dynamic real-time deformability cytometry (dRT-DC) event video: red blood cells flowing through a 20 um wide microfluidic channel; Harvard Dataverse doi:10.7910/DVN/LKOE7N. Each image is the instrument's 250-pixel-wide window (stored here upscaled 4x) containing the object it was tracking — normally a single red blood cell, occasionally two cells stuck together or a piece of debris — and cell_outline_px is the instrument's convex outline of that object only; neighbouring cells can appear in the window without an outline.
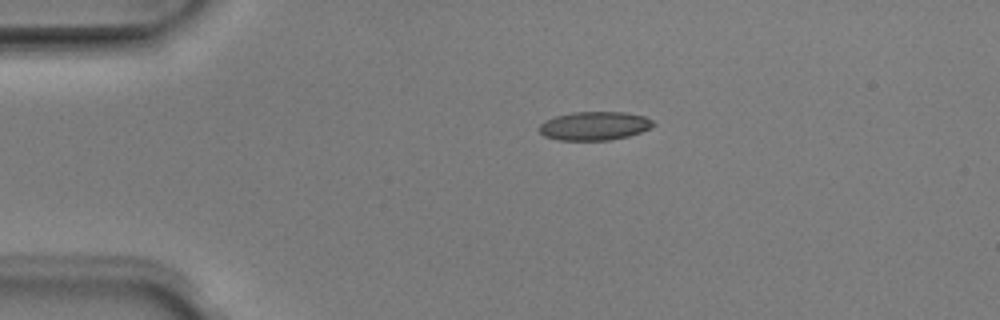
{"species": "Egyptian fruit bat (a non-hibernating species)", "species_latin": "Rousettus aegyptiacus", "temperature_condition": "room temperature", "stored_images_in_passage": 2, "camera_frame_rate_fps": 3000, "um_per_image_px": 0.085, "animal": {"sex": "male"}, "frame": {"image": 1, "passage_image": 1, "time_ms": 0.0, "image_size_px": [1000, 320], "cell_outline_px": [[656, 124], [640, 132], [628, 136], [612, 140], [556, 140], [544, 136], [536, 128], [544, 120], [556, 116], [572, 112], [624, 112], [644, 116], [652, 120]], "centroid_in_image_um": [50.48, 10.7], "position_along_channel_um": 34.5, "area_um2": 19.13}}